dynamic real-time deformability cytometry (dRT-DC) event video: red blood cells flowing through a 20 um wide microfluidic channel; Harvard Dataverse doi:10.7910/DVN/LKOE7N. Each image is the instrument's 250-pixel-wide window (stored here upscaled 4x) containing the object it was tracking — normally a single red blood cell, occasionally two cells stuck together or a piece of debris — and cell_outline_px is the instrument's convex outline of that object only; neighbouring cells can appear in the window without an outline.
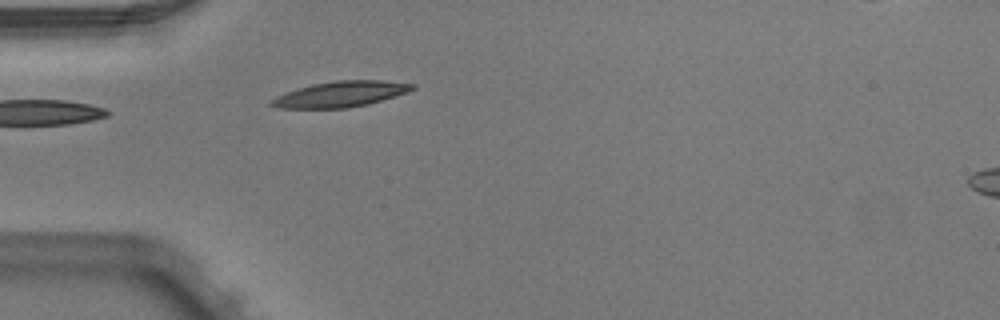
{"species": "Egyptian fruit bat (a non-hibernating species)", "species_latin": "Rousettus aegyptiacus", "temperature_condition": "warm", "stored_images_in_passage": 3, "camera_frame_rate_fps": 3000, "um_per_image_px": 0.085, "animal": {"sex": "male"}, "frame": {"image": 1, "passage_image": 3, "time_ms": 0.667, "image_size_px": [1000, 320], "cell_outline_px": [[416, 88], [408, 92], [368, 104], [344, 108], [276, 108], [268, 104], [268, 100], [276, 96], [296, 88], [312, 84], [336, 80], [380, 80], [416, 84]], "centroid_in_image_um": [28.91, 8.0], "position_along_channel_um": 56.1, "area_um2": 21.21}}